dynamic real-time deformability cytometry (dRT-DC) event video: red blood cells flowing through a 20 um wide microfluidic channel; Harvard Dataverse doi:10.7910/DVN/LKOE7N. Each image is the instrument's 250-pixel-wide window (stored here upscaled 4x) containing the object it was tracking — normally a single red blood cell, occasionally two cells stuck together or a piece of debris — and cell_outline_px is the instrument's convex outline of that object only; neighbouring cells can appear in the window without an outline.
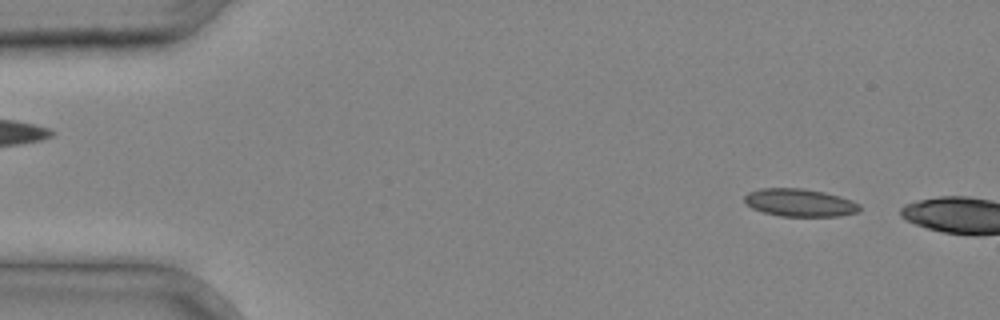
{"species": "common noctule bat (a hibernating species)", "species_latin": "Nyctalus noctula", "temperature_condition": "cold", "stored_images_in_passage": 5, "camera_frame_rate_fps": 3000, "um_per_image_px": 0.085, "animal": {"sex": "male", "body_mass_g": 20.4}, "frame": {"image": 1, "passage_image": 3, "time_ms": 0.667, "image_size_px": [1000, 320], "cell_outline_px": [[860, 212], [840, 216], [780, 216], [764, 212], [752, 208], [744, 200], [744, 196], [748, 192], [760, 188], [800, 188], [824, 192], [852, 200], [860, 204]], "centroid_in_image_um": [67.99, 17.23], "position_along_channel_um": 17.0, "area_um2": 18.61}}